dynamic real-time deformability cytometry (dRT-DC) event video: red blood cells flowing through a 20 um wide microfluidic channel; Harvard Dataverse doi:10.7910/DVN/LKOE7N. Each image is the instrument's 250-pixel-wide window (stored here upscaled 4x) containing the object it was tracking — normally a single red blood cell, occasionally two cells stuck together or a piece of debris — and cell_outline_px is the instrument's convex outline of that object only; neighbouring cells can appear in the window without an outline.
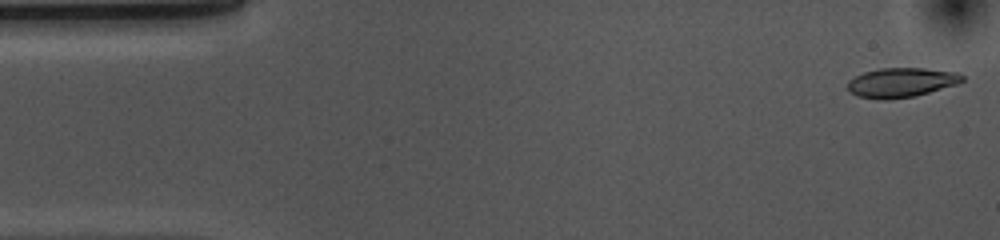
{"species": "common noctule bat (a hibernating species)", "species_latin": "Nyctalus noctula", "temperature_condition": "cold", "stored_images_in_passage": 53, "camera_frame_rate_fps": 3000, "um_per_image_px": 0.085, "animal": {"sex": "female", "body_mass_g": 10.0, "forearm_length_mm": 53.1}, "frame": {"image": 1, "passage_image": 1, "time_ms": 0.0, "image_size_px": [1000, 240], "cell_outline_px": [[964, 80], [960, 84], [916, 96], [880, 100], [856, 96], [848, 88], [848, 80], [864, 72], [880, 68], [924, 68], [960, 72], [964, 76]], "centroid_in_image_um": [76.67, 7.01], "position_along_channel_um": 8.3, "area_um2": 19.94}}
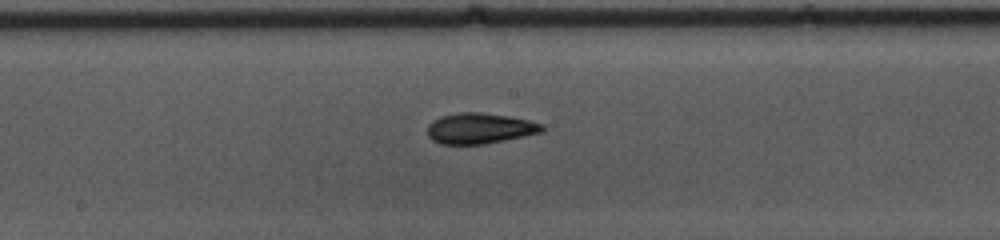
{"frame": {"image": 2, "passage_image": 26, "time_ms": 8.333, "image_size_px": [1000, 240], "cell_outline_px": [[548, 128], [544, 132], [484, 144], [440, 144], [432, 140], [428, 136], [428, 124], [432, 120], [440, 116], [460, 112], [476, 112], [508, 116], [528, 120], [544, 124]], "centroid_in_image_um": [40.8, 10.91], "position_along_channel_um": 207.4, "area_um2": 20.63}}
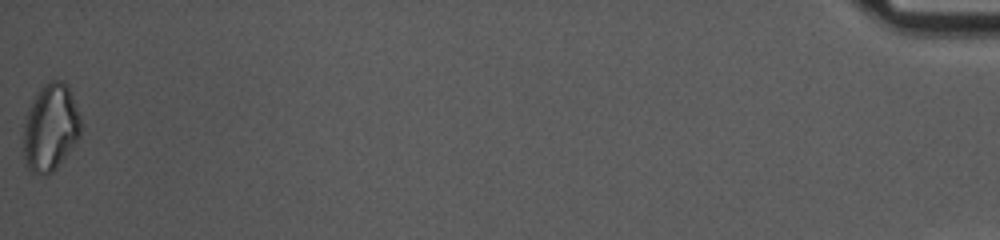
{"frame": {"image": 3, "passage_image": 53, "time_ms": 17.333, "image_size_px": [1000, 240], "cell_outline_px": [[80, 136], [56, 168], [48, 176], [44, 176], [32, 172], [28, 168], [24, 156], [24, 116], [32, 100], [40, 88], [48, 80], [64, 80], [68, 84], [80, 116]], "centroid_in_image_um": [4.28, 10.81], "position_along_channel_um": 430.9, "area_um2": 29.25}, "authors_computed_cell_mechanics": {"area_um2": 20.23, "velocity_mm_per_s": 3.6643, "shape_relaxation_time_tau1_ms": 4.5191, "shape_relaxation_time_tau2_ms": 3.6106, "deformation_change_tau1": 0.1264, "deformation_change_tau2": 0.1024}}